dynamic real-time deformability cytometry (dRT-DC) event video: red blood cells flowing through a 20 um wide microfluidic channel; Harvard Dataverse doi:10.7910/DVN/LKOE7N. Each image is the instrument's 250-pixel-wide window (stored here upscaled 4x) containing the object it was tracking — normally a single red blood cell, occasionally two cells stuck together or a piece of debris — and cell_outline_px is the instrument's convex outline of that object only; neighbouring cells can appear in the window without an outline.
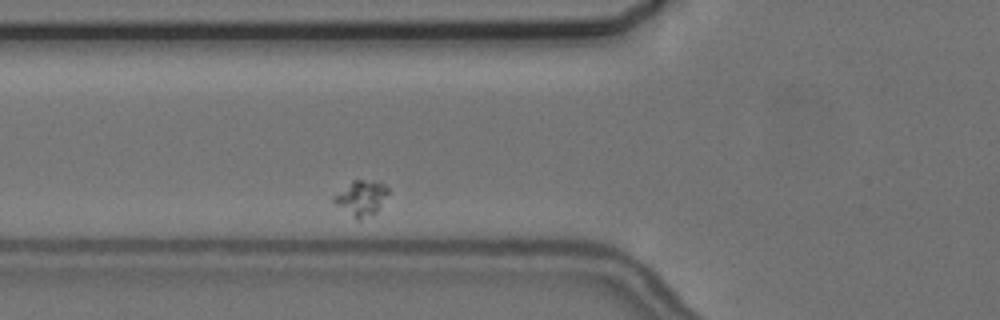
{"species": "common noctule bat (a hibernating species)", "species_latin": "Nyctalus noctula", "temperature_condition": "cold", "stored_images_in_passage": 2, "camera_frame_rate_fps": 3000, "um_per_image_px": 0.085, "animal": {"sex": "female", "body_mass_g": 24.6, "forearm_length_mm": 56.2}, "frame": {"image": 1, "passage_image": 2, "time_ms": 1.333, "image_size_px": [1000, 320], "cell_outline_px": [[388, 192], [380, 208], [376, 212], [360, 220], [356, 220], [336, 204], [332, 200], [332, 196], [352, 180], [360, 180], [384, 184], [388, 188]], "centroid_in_image_um": [30.67, 16.85], "position_along_channel_um": 95.1, "area_um2": 10.92}}